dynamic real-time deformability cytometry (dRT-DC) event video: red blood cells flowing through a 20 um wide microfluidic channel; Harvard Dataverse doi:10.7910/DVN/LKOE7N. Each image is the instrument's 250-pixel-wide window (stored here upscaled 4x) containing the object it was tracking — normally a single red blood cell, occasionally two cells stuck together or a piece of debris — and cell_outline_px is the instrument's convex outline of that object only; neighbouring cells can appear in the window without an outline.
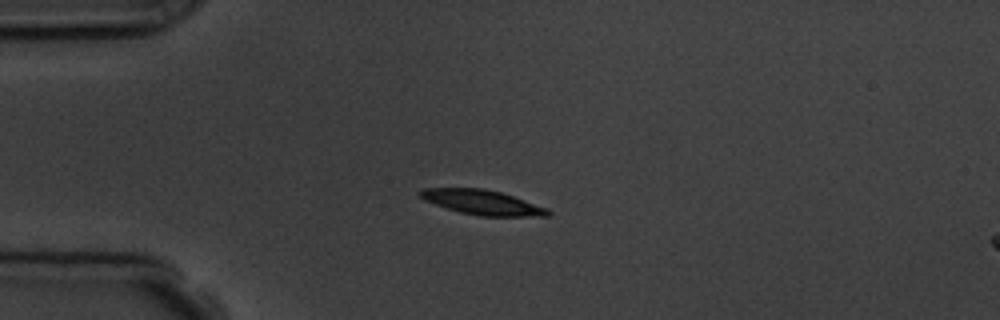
{"species": "common noctule bat (a hibernating species)", "species_latin": "Nyctalus noctula", "temperature_condition": "room temperature", "stored_images_in_passage": 11, "camera_frame_rate_fps": 3000, "um_per_image_px": 0.085, "animal": {"sex": "male", "body_mass_g": 19.5, "forearm_length_mm": 54.6}, "frame": {"image": 1, "passage_image": 4, "time_ms": 3.333, "image_size_px": [1000, 320], "cell_outline_px": [[552, 212], [548, 216], [480, 216], [460, 212], [424, 200], [416, 192], [420, 188], [484, 188], [500, 192], [548, 208]], "centroid_in_image_um": [40.98, 17.19], "position_along_channel_um": 44.0, "area_um2": 18.32}}
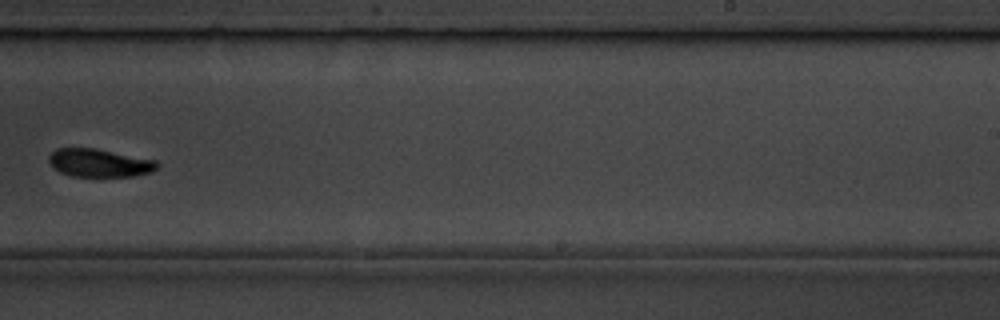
{"frame": {"image": 2, "passage_image": 10, "time_ms": 10.333, "image_size_px": [1000, 320], "cell_outline_px": [[160, 164], [152, 172], [136, 176], [72, 176], [60, 172], [52, 168], [48, 164], [48, 156], [56, 148], [96, 148], [156, 160]], "centroid_in_image_um": [8.42, 13.84], "position_along_channel_um": 280.6, "area_um2": 17.92}}